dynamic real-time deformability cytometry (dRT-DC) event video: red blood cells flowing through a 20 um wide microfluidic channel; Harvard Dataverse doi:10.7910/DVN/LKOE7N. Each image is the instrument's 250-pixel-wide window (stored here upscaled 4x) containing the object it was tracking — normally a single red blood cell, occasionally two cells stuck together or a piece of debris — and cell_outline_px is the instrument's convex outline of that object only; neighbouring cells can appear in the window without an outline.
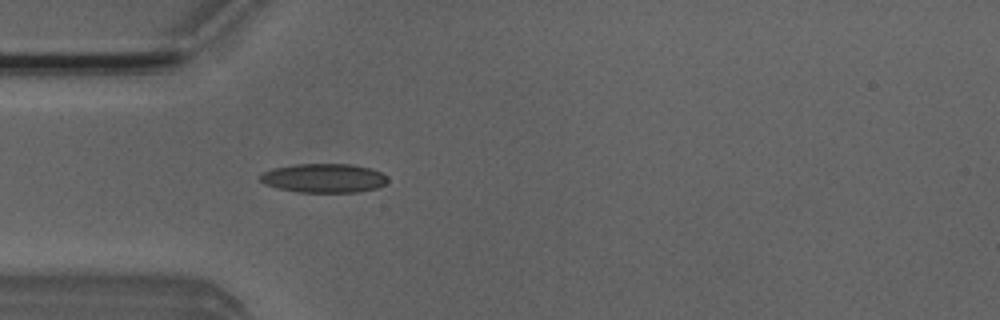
{"species": "Egyptian fruit bat (a non-hibernating species)", "species_latin": "Rousettus aegyptiacus", "temperature_condition": "room temperature", "stored_images_in_passage": 46, "camera_frame_rate_fps": 3000, "um_per_image_px": 0.085, "animal": {"sex": "male"}, "frame": {"image": 1, "passage_image": 10, "time_ms": 3.0, "image_size_px": [1000, 320], "cell_outline_px": [[388, 180], [384, 184], [376, 188], [356, 192], [300, 192], [276, 188], [264, 184], [260, 180], [260, 176], [264, 172], [272, 168], [296, 164], [352, 164], [372, 168], [388, 176]], "centroid_in_image_um": [27.53, 15.13], "position_along_channel_um": 57.5, "area_um2": 21.62}}
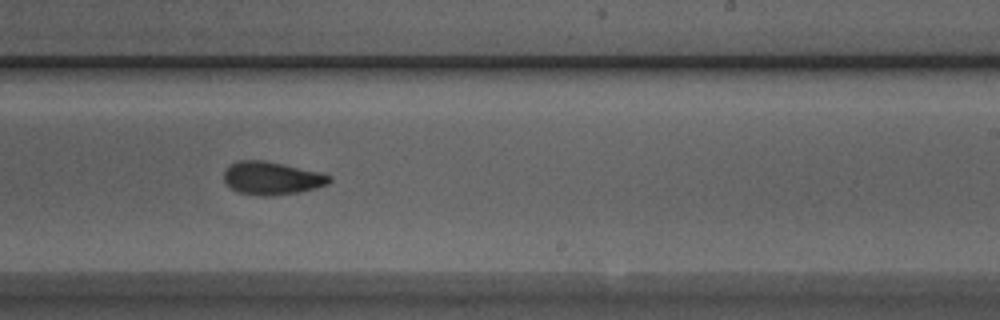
{"frame": {"image": 2, "passage_image": 26, "time_ms": 8.333, "image_size_px": [1000, 320], "cell_outline_px": [[332, 180], [328, 184], [316, 188], [300, 192], [272, 196], [260, 196], [236, 192], [224, 184], [224, 172], [228, 164], [236, 160], [264, 160], [320, 172], [332, 176]], "centroid_in_image_um": [23.06, 15.15], "position_along_channel_um": 265.9, "area_um2": 20.69}}
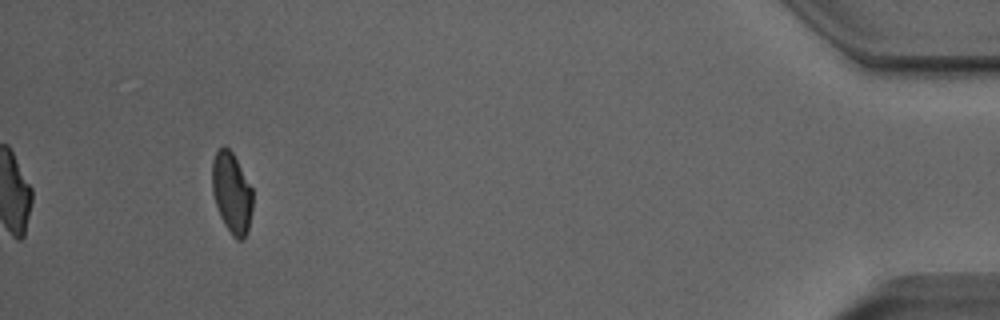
{"frame": {"image": 3, "passage_image": 43, "time_ms": 14.0, "image_size_px": [1000, 320], "cell_outline_px": [[252, 208], [248, 232], [244, 240], [236, 240], [232, 236], [224, 224], [220, 216], [212, 192], [212, 160], [216, 152], [220, 148], [228, 148], [232, 152], [252, 188]], "centroid_in_image_um": [19.7, 16.44], "position_along_channel_um": 415.5, "area_um2": 19.07}, "authors_computed_cell_mechanics": {"area_um2": 20.3167, "velocity_mm_per_s": 3.9596, "shape_relaxation_time_tau1_ms": 8.5393, "shape_relaxation_time_tau2_ms": 3.2728, "deformation_change_tau1": 0.2223, "deformation_change_tau2": 0.0751}}